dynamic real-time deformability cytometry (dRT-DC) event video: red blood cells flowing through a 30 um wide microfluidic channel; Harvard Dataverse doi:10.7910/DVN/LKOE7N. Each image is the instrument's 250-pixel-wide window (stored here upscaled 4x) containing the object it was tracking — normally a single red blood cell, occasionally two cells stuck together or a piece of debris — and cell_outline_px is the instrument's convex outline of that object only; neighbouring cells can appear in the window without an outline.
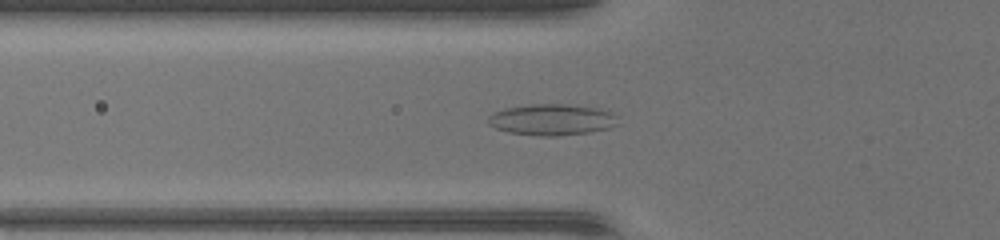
{"species": "common noctule bat (a hibernating species)", "species_latin": "Nyctalus noctula", "temperature_condition": "warm", "stored_images_in_passage": 48, "camera_frame_rate_fps": 3000, "um_per_image_px": 0.085, "animal": {"sex": "female", "body_mass_g": 17.0, "forearm_length_mm": 48.0}, "frame": {"image": 1, "passage_image": 18, "time_ms": 5.667, "image_size_px": [1000, 240], "cell_outline_px": [[616, 124], [608, 128], [588, 132], [556, 136], [540, 136], [508, 132], [496, 128], [488, 124], [488, 120], [496, 112], [504, 108], [532, 104], [568, 104], [600, 108], [616, 116]], "centroid_in_image_um": [46.9, 10.17], "position_along_channel_um": 78.9, "area_um2": 23.29}}
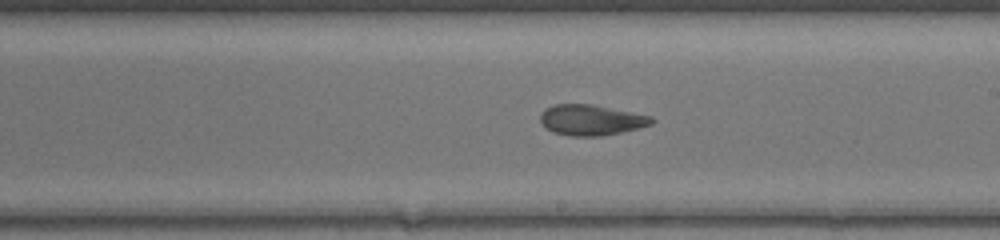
{"frame": {"image": 2, "passage_image": 29, "time_ms": 9.333, "image_size_px": [1000, 240], "cell_outline_px": [[656, 120], [652, 124], [640, 128], [600, 136], [568, 136], [552, 132], [540, 120], [540, 116], [544, 108], [556, 104], [592, 104], [652, 116]], "centroid_in_image_um": [50.27, 10.2], "position_along_channel_um": 238.7, "area_um2": 19.88}}
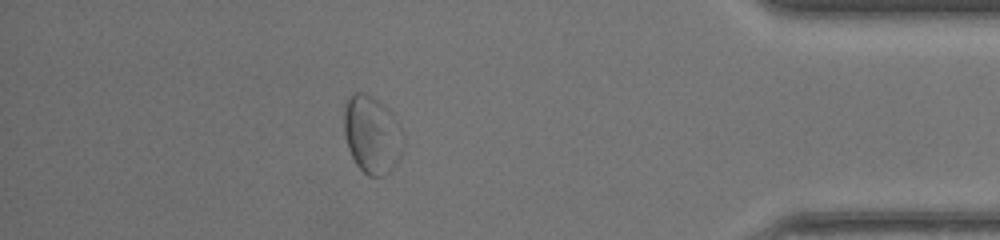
{"frame": {"image": 3, "passage_image": 43, "time_ms": 14.0, "image_size_px": [1000, 240], "cell_outline_px": [[404, 144], [400, 156], [396, 164], [384, 176], [368, 176], [356, 164], [348, 148], [344, 136], [344, 108], [352, 92], [364, 92], [372, 96], [388, 108], [404, 136]], "centroid_in_image_um": [31.61, 11.44], "position_along_channel_um": 403.6, "area_um2": 26.82}, "authors_computed_cell_mechanics": {"area_um2": 22.9466, "velocity_mm_per_s": 4.3323, "shape_relaxation_time_tau1_ms": null, "shape_relaxation_time_tau2_ms": 2.0215, "deformation_change_tau1": null, "deformation_change_tau2": 0.0934}}